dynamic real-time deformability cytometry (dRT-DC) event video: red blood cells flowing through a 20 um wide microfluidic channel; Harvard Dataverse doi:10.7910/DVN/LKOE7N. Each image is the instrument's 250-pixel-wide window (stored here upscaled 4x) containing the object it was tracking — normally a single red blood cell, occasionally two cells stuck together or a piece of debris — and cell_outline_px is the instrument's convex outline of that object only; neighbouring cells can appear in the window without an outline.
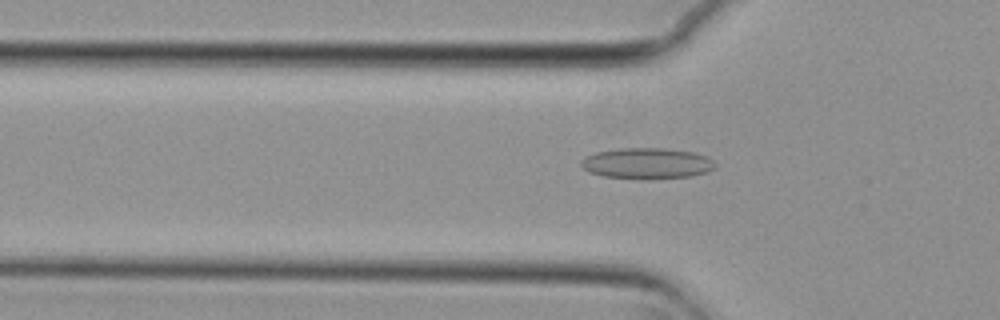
{"species": "common noctule bat (a hibernating species)", "species_latin": "Nyctalus noctula", "temperature_condition": "cold", "stored_images_in_passage": 55, "camera_frame_rate_fps": 3000, "um_per_image_px": 0.085, "animal": {"sex": "female", "body_mass_g": 29.2, "forearm_length_mm": 56.3}, "frame": {"image": 1, "passage_image": 17, "time_ms": 5.333, "image_size_px": [1000, 320], "cell_outline_px": [[716, 168], [708, 172], [688, 176], [652, 180], [640, 180], [604, 176], [588, 172], [580, 164], [580, 160], [584, 156], [596, 152], [616, 148], [664, 148], [696, 152], [708, 156], [716, 164]], "centroid_in_image_um": [54.99, 13.89], "position_along_channel_um": 70.8, "area_um2": 24.8}}
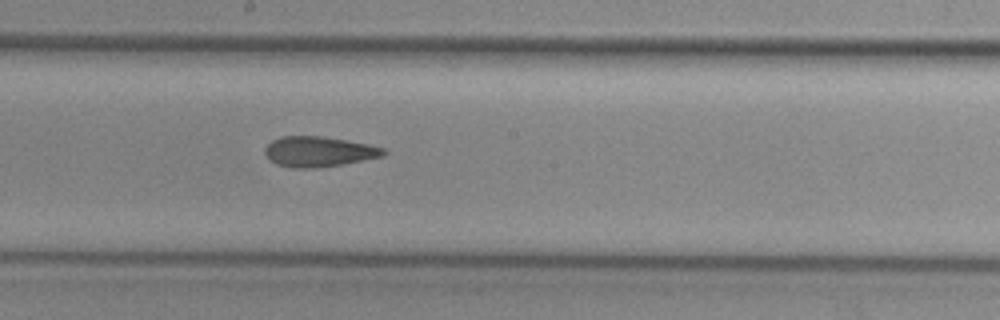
{"frame": {"image": 2, "passage_image": 29, "time_ms": 9.333, "image_size_px": [1000, 320], "cell_outline_px": [[388, 152], [384, 156], [344, 164], [312, 168], [292, 168], [276, 164], [264, 152], [264, 148], [272, 140], [280, 136], [320, 136], [368, 144], [384, 148]], "centroid_in_image_um": [27.1, 12.89], "position_along_channel_um": 221.1, "area_um2": 20.87}}
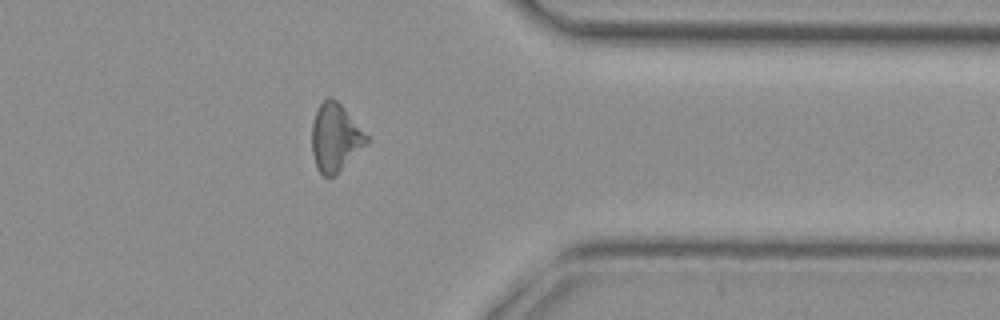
{"frame": {"image": 3, "passage_image": 43, "time_ms": 14.0, "image_size_px": [1000, 320], "cell_outline_px": [[368, 140], [332, 176], [324, 176], [316, 168], [312, 152], [312, 124], [316, 112], [320, 104], [328, 96], [332, 96], [344, 108], [368, 136]], "centroid_in_image_um": [28.44, 11.64], "position_along_channel_um": 383.0, "area_um2": 20.75}, "authors_computed_cell_mechanics": {"area_um2": 21.964, "velocity_mm_per_s": 3.7438, "shape_relaxation_time_tau1_ms": null, "shape_relaxation_time_tau2_ms": 3.6358, "deformation_change_tau1": null, "deformation_change_tau2": 0.123}}